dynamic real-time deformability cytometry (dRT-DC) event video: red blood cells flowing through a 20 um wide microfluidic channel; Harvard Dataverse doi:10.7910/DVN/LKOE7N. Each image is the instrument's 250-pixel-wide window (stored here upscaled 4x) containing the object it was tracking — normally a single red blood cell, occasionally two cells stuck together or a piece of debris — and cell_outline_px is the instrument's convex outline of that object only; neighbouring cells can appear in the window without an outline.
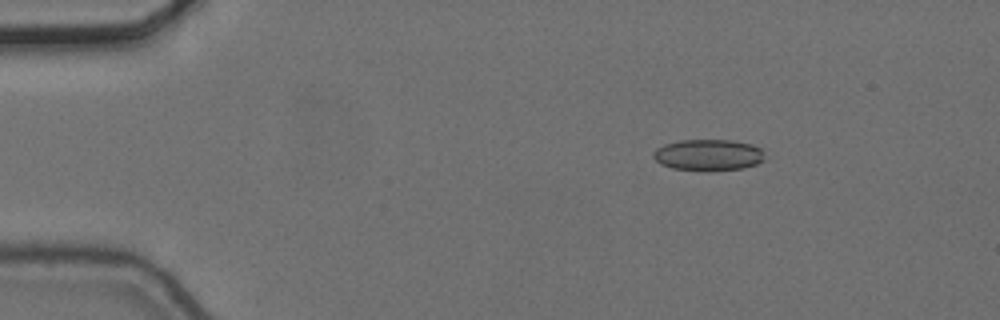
{"species": "common noctule bat (a hibernating species)", "species_latin": "Nyctalus noctula", "temperature_condition": "cold", "stored_images_in_passage": 3, "camera_frame_rate_fps": 3000, "um_per_image_px": 0.085, "animal": {"sex": "female", "body_mass_g": 24.6, "forearm_length_mm": 56.2}, "frame": {"image": 1, "passage_image": 1, "time_ms": 0.0, "image_size_px": [1000, 320], "cell_outline_px": [[764, 160], [756, 164], [744, 168], [712, 172], [704, 172], [672, 168], [660, 164], [652, 156], [652, 152], [656, 148], [664, 144], [680, 140], [732, 140], [752, 144], [760, 148], [764, 156]], "centroid_in_image_um": [60.18, 13.19], "position_along_channel_um": 24.8, "area_um2": 20.81}}